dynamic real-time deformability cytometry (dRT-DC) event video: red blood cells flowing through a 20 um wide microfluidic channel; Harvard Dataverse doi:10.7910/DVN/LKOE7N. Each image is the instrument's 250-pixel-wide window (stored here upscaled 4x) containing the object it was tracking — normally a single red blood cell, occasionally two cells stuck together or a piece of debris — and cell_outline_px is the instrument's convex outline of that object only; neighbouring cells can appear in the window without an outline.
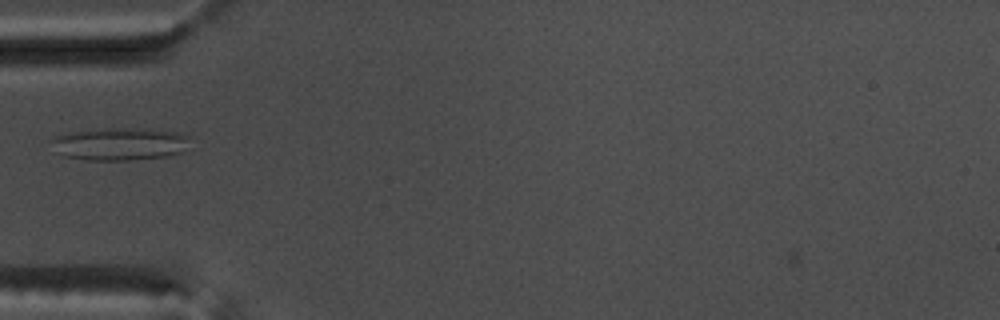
{"species": "common noctule bat (a hibernating species)", "species_latin": "Nyctalus noctula", "temperature_condition": "warm", "stored_images_in_passage": 39, "camera_frame_rate_fps": 3000, "um_per_image_px": 0.085, "animal": {"sex": "male", "body_mass_g": 17.5, "forearm_length_mm": 52.3}, "frame": {"image": 1, "passage_image": 3, "time_ms": 0.667, "image_size_px": [1000, 320], "cell_outline_px": [[192, 136], [180, 152], [168, 156], [128, 160], [88, 160], [64, 156], [48, 140], [52, 136], [64, 132], [112, 128], [148, 128], [176, 132]], "centroid_in_image_um": [10.15, 12.21], "position_along_channel_um": 74.9, "area_um2": 26.47}}
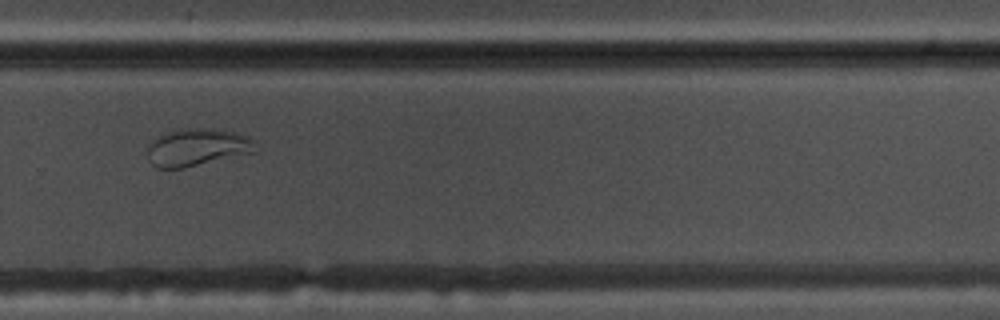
{"frame": {"image": 2, "passage_image": 22, "time_ms": 7.0, "image_size_px": [1000, 320], "cell_outline_px": [[256, 152], [184, 168], [156, 168], [148, 160], [148, 144], [156, 136], [168, 132], [184, 128], [212, 128], [236, 132], [256, 140]], "centroid_in_image_um": [16.77, 12.52], "position_along_channel_um": 313.0, "area_um2": 23.87}}
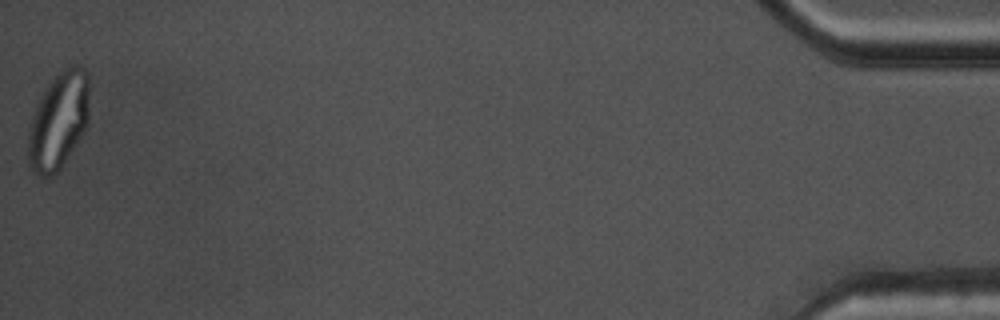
{"frame": {"image": 3, "passage_image": 39, "time_ms": 12.667, "image_size_px": [1000, 320], "cell_outline_px": [[88, 124], [80, 140], [60, 168], [56, 172], [48, 176], [40, 176], [28, 164], [28, 132], [32, 116], [36, 104], [44, 88], [64, 68], [72, 64], [80, 64], [88, 72]], "centroid_in_image_um": [4.99, 10.23], "position_along_channel_um": 430.2, "area_um2": 34.74}, "authors_computed_cell_mechanics": {"area_um2": 22.8888, "velocity_mm_per_s": 3.7585, "shape_relaxation_time_tau1_ms": null, "shape_relaxation_time_tau2_ms": 1.1178, "deformation_change_tau1": null, "deformation_change_tau2": 0.0738}}